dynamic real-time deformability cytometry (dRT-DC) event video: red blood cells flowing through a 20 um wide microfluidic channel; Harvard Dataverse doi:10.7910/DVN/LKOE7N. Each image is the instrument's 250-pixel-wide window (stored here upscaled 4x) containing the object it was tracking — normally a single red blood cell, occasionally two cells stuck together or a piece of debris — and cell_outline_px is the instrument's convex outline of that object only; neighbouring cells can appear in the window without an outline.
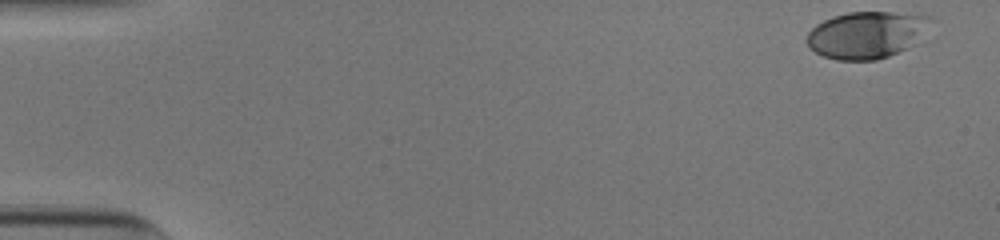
{"species": "human", "species_latin": "Homo sapiens", "temperature_condition": "cold", "stored_images_in_passage": 42, "camera_frame_rate_fps": 3000, "um_per_image_px": 0.085, "donor": {"sex": "male"}, "frame": {"image": 1, "passage_image": 1, "time_ms": 0.0, "image_size_px": [1000, 240], "cell_outline_px": [[932, 20], [908, 48], [888, 56], [876, 60], [836, 60], [824, 56], [808, 48], [808, 32], [816, 24], [832, 16], [848, 12], [892, 12], [932, 16]], "centroid_in_image_um": [73.6, 2.95], "position_along_channel_um": 11.4, "area_um2": 33.41}}
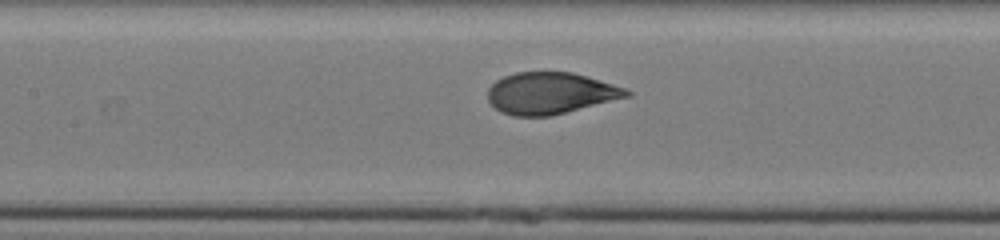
{"frame": {"image": 2, "passage_image": 24, "time_ms": 7.667, "image_size_px": [1000, 240], "cell_outline_px": [[632, 96], [552, 116], [512, 116], [500, 112], [488, 100], [488, 88], [496, 80], [504, 76], [516, 72], [572, 72], [600, 80], [624, 88], [632, 92]], "centroid_in_image_um": [46.79, 7.93], "position_along_channel_um": 160.6, "area_um2": 33.81}}
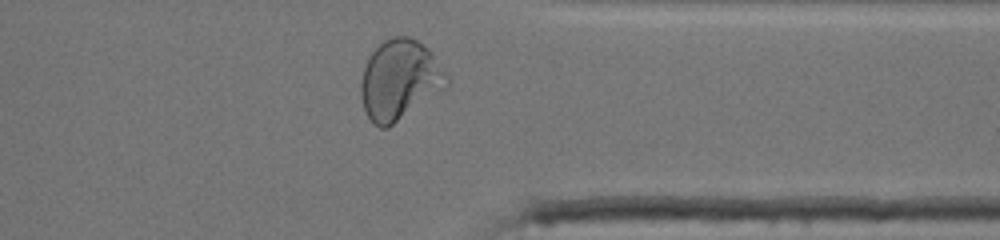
{"frame": {"image": 3, "passage_image": 41, "time_ms": 13.333, "image_size_px": [1000, 240], "cell_outline_px": [[448, 88], [388, 128], [380, 128], [368, 116], [364, 108], [360, 96], [360, 80], [364, 64], [368, 56], [384, 40], [392, 36], [408, 36], [416, 40], [428, 48], [432, 52], [448, 76]], "centroid_in_image_um": [33.97, 6.79], "position_along_channel_um": 377.4, "area_um2": 40.4}, "authors_computed_cell_mechanics": {"area_um2": 34.1598, "velocity_mm_per_s": 3.8978, "shape_relaxation_time_tau1_ms": 3.1514, "shape_relaxation_time_tau2_ms": null, "deformation_change_tau1": 0.1729, "deformation_change_tau2": null}}